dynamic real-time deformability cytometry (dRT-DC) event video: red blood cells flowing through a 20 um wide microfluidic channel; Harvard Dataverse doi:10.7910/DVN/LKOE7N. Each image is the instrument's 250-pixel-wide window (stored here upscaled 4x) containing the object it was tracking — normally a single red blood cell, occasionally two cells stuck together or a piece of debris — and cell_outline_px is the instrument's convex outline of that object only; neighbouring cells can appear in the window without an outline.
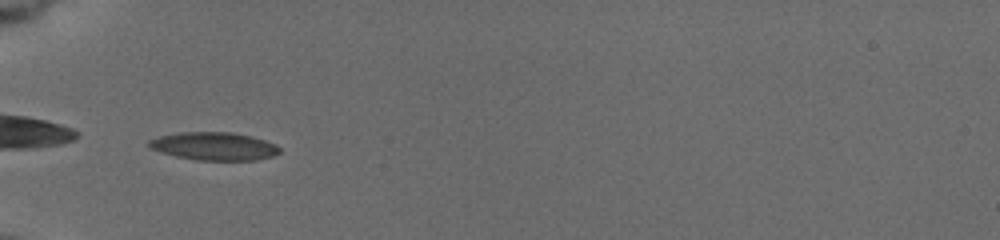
{"species": "common noctule bat (a hibernating species)", "species_latin": "Nyctalus noctula", "temperature_condition": "cold", "stored_images_in_passage": 3, "camera_frame_rate_fps": 3000, "um_per_image_px": 0.085, "animal": {"sex": "female", "body_mass_g": 19.5, "forearm_length_mm": 54.1}, "frame": {"image": 1, "passage_image": 1, "time_ms": 0.0, "image_size_px": [1000, 240], "cell_outline_px": [[280, 152], [272, 156], [256, 160], [196, 160], [176, 156], [160, 152], [148, 148], [148, 140], [160, 136], [180, 132], [232, 132], [252, 136], [276, 144], [280, 148]], "centroid_in_image_um": [18.18, 12.42], "position_along_channel_um": 66.8, "area_um2": 21.39}}
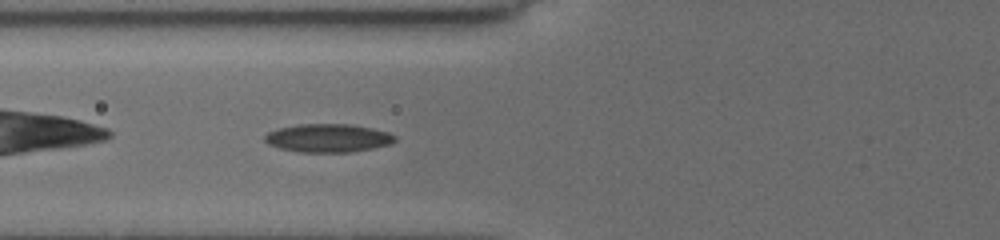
{"frame": {"image": 2, "passage_image": 3, "time_ms": 1.0, "image_size_px": [1000, 240], "cell_outline_px": [[396, 140], [392, 144], [372, 148], [348, 152], [296, 152], [280, 148], [268, 144], [264, 140], [264, 136], [268, 132], [280, 128], [300, 124], [348, 124], [372, 128], [388, 132], [396, 136]], "centroid_in_image_um": [27.89, 11.74], "position_along_channel_um": 97.9, "area_um2": 21.44}}